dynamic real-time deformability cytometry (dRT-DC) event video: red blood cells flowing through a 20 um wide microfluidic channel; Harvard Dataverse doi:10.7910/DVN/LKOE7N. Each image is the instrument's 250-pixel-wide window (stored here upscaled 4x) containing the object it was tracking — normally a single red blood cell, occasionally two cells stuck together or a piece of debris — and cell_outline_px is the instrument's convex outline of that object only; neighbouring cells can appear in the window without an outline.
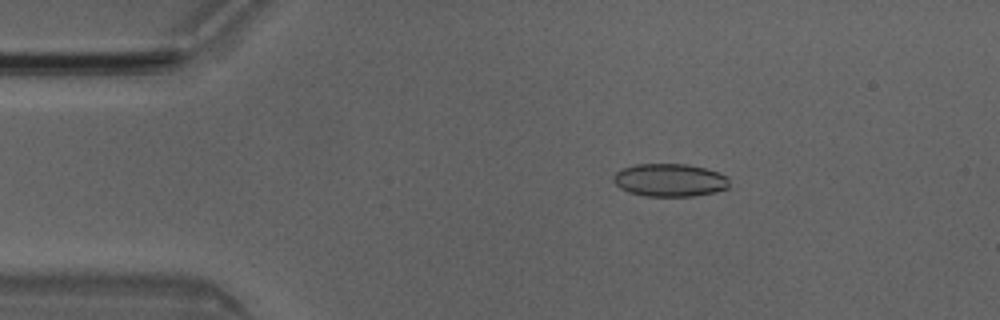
{"species": "Egyptian fruit bat (a non-hibernating species)", "species_latin": "Rousettus aegyptiacus", "temperature_condition": "room temperature", "stored_images_in_passage": 50, "camera_frame_rate_fps": 3000, "um_per_image_px": 0.085, "animal": {"sex": "male"}, "frame": {"image": 1, "passage_image": 9, "time_ms": 2.667, "image_size_px": [1000, 320], "cell_outline_px": [[728, 188], [712, 192], [692, 196], [644, 196], [628, 192], [620, 188], [612, 180], [612, 176], [616, 172], [624, 168], [636, 164], [688, 164], [704, 168], [716, 172], [724, 176], [728, 180]], "centroid_in_image_um": [56.87, 15.31], "position_along_channel_um": 28.1, "area_um2": 22.02}}
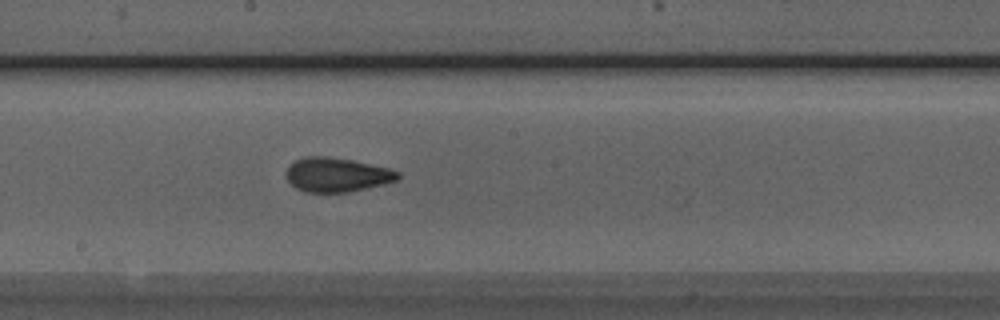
{"frame": {"image": 2, "passage_image": 27, "time_ms": 8.667, "image_size_px": [1000, 320], "cell_outline_px": [[400, 176], [396, 180], [384, 184], [348, 192], [304, 192], [296, 188], [288, 180], [284, 172], [296, 160], [304, 156], [324, 156], [352, 160], [392, 168], [400, 172]], "centroid_in_image_um": [28.65, 14.85], "position_along_channel_um": 219.6, "area_um2": 22.31}}
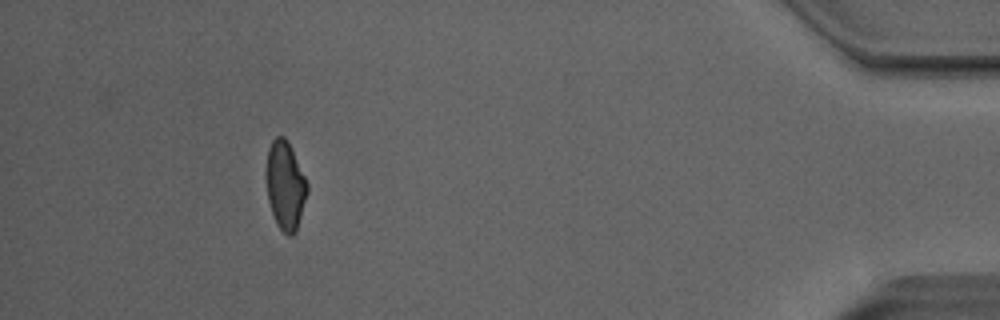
{"frame": {"image": 3, "passage_image": 46, "time_ms": 15.0, "image_size_px": [1000, 320], "cell_outline_px": [[308, 192], [296, 232], [292, 236], [288, 236], [276, 224], [268, 200], [264, 176], [268, 148], [272, 140], [276, 136], [284, 136], [288, 140], [308, 184]], "centroid_in_image_um": [24.22, 15.75], "position_along_channel_um": 411.0, "area_um2": 21.5}, "authors_computed_cell_mechanics": {"area_um2": 21.964, "velocity_mm_per_s": 4.059, "shape_relaxation_time_tau1_ms": 4.3997, "shape_relaxation_time_tau2_ms": 1.1326, "deformation_change_tau1": 0.1373, "deformation_change_tau2": 0.0792}}